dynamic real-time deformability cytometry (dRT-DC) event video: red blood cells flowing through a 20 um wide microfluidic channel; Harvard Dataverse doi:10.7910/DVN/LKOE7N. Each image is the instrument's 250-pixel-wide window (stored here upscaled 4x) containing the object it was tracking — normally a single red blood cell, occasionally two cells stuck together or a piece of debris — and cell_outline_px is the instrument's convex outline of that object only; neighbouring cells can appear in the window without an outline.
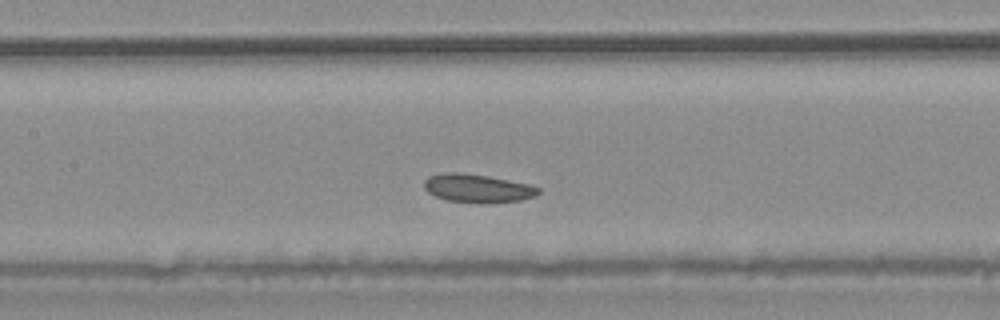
{"species": "common noctule bat (a hibernating species)", "species_latin": "Nyctalus noctula", "temperature_condition": "warm", "stored_images_in_passage": 4, "camera_frame_rate_fps": 3000, "um_per_image_px": 0.085, "animal": {"sex": "male", "body_mass_g": 20.4}, "frame": {"image": 1, "passage_image": 4, "time_ms": 4.333, "image_size_px": [1000, 320], "cell_outline_px": [[540, 192], [536, 196], [520, 200], [484, 204], [480, 204], [448, 200], [436, 196], [428, 192], [424, 188], [424, 180], [428, 176], [444, 172], [456, 172], [488, 176], [528, 184], [540, 188]], "centroid_in_image_um": [40.58, 16.01], "position_along_channel_um": 166.8, "area_um2": 18.96}}